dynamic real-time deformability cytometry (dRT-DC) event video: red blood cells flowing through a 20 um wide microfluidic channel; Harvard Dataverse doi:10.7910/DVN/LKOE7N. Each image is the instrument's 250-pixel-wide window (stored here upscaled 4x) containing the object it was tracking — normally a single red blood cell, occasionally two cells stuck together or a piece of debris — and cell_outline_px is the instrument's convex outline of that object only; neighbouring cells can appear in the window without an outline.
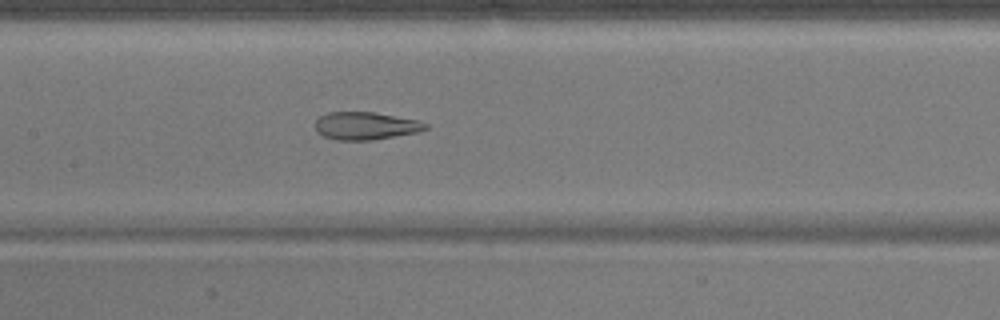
{"species": "common noctule bat (a hibernating species)", "species_latin": "Nyctalus noctula", "temperature_condition": "warm", "stored_images_in_passage": 43, "camera_frame_rate_fps": 3000, "um_per_image_px": 0.085, "animal": {"sex": "male", "body_mass_g": 17.9}, "frame": {"image": 1, "passage_image": 16, "time_ms": 5.0, "image_size_px": [1000, 320], "cell_outline_px": [[428, 128], [420, 132], [372, 140], [336, 140], [324, 136], [316, 132], [316, 120], [320, 116], [328, 112], [372, 112], [420, 120], [428, 124]], "centroid_in_image_um": [31.11, 10.7], "position_along_channel_um": 176.3, "area_um2": 17.92}}
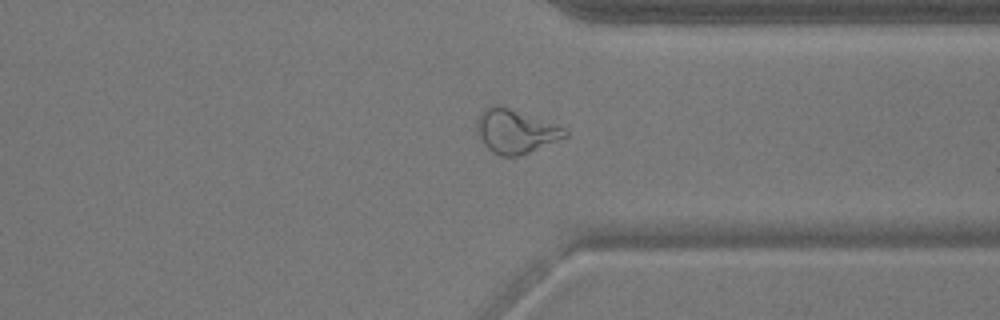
{"frame": {"image": 2, "passage_image": 31, "time_ms": 10.0, "image_size_px": [1000, 320], "cell_outline_px": [[568, 136], [528, 152], [516, 156], [500, 156], [492, 152], [484, 144], [476, 128], [476, 124], [484, 108], [500, 104], [564, 128], [568, 132]], "centroid_in_image_um": [43.8, 11.16], "position_along_channel_um": 367.6, "area_um2": 21.96}}
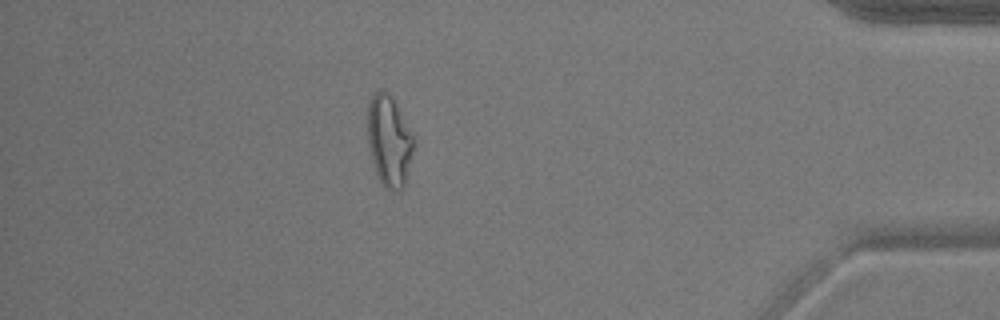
{"frame": {"image": 3, "passage_image": 37, "time_ms": 12.0, "image_size_px": [1000, 320], "cell_outline_px": [[412, 152], [404, 188], [396, 192], [384, 188], [376, 172], [372, 160], [368, 144], [368, 104], [372, 96], [380, 88], [388, 92], [392, 96], [412, 132]], "centroid_in_image_um": [33.06, 11.97], "position_along_channel_um": 402.1, "area_um2": 24.28}, "authors_computed_cell_mechanics": {"area_um2": 20.3456, "velocity_mm_per_s": 3.8448, "shape_relaxation_time_tau1_ms": null, "shape_relaxation_time_tau2_ms": 2.0664, "deformation_change_tau1": null, "deformation_change_tau2": 0.0953}}